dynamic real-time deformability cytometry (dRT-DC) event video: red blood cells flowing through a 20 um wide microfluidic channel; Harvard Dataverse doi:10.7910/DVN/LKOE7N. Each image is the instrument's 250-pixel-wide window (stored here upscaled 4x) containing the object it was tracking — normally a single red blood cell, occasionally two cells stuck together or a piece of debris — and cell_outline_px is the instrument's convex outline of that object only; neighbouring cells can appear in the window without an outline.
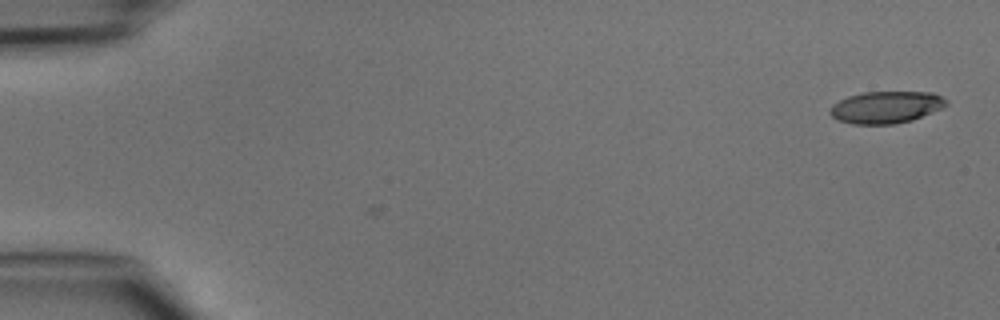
{"species": "common noctule bat (a hibernating species)", "species_latin": "Nyctalus noctula", "temperature_condition": "cold", "stored_images_in_passage": 3, "camera_frame_rate_fps": 3000, "um_per_image_px": 0.085, "animal": {"sex": "male", "body_mass_g": 15.6}, "frame": {"image": 1, "passage_image": 1, "time_ms": 0.0, "image_size_px": [1000, 320], "cell_outline_px": [[948, 104], [944, 108], [912, 120], [896, 124], [852, 124], [840, 120], [832, 116], [828, 112], [828, 108], [832, 104], [848, 96], [864, 92], [932, 92], [948, 100]], "centroid_in_image_um": [75.32, 9.11], "position_along_channel_um": 9.7, "area_um2": 21.85}}